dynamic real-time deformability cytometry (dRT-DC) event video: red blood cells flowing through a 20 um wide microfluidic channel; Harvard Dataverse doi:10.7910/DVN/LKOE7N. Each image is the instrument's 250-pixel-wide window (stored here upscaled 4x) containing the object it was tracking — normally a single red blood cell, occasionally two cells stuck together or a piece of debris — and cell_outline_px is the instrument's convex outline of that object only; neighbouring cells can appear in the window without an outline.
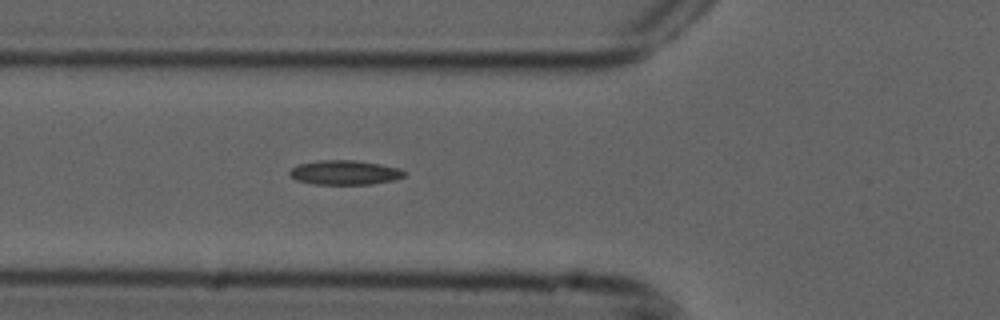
{"species": "common noctule bat (a hibernating species)", "species_latin": "Nyctalus noctula", "temperature_condition": "cold", "stored_images_in_passage": 2, "camera_frame_rate_fps": 3000, "um_per_image_px": 0.085, "animal": {"sex": "male", "forearm_length_mm": 52.5}, "frame": {"image": 1, "passage_image": 2, "time_ms": 0.333, "image_size_px": [1000, 320], "cell_outline_px": [[408, 172], [404, 176], [396, 180], [372, 184], [312, 184], [296, 180], [288, 176], [288, 172], [292, 168], [300, 164], [320, 160], [352, 160], [380, 164], [400, 168]], "centroid_in_image_um": [29.32, 14.67], "position_along_channel_um": 96.5, "area_um2": 16.47}}